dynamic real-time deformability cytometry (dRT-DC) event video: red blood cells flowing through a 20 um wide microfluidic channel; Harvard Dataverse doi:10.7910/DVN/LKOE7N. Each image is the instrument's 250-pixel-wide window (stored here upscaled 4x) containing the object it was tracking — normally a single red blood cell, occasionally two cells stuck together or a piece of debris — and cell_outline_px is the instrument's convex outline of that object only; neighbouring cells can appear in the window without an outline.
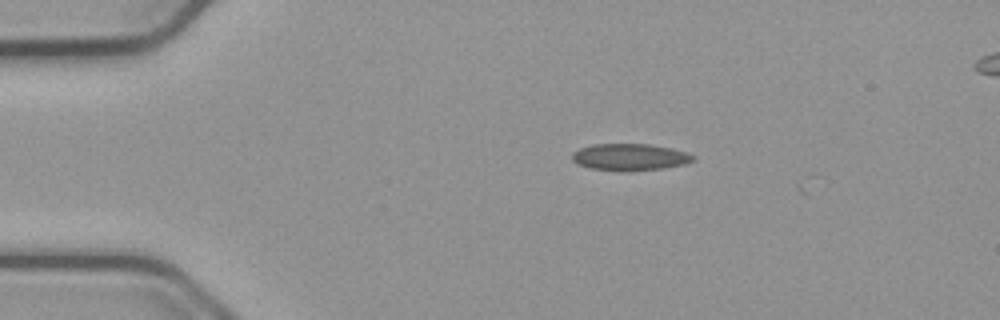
{"species": "common noctule bat (a hibernating species)", "species_latin": "Nyctalus noctula", "temperature_condition": "cold", "stored_images_in_passage": 4, "camera_frame_rate_fps": 3000, "um_per_image_px": 0.085, "animal": {"sex": "male", "body_mass_g": 23.1, "forearm_length_mm": 52.7}, "frame": {"image": 1, "passage_image": 1, "time_ms": 0.0, "image_size_px": [1000, 320], "cell_outline_px": [[696, 160], [684, 164], [664, 168], [588, 168], [572, 160], [572, 152], [580, 148], [596, 144], [648, 144], [672, 148], [688, 152], [696, 156]], "centroid_in_image_um": [53.6, 13.29], "position_along_channel_um": 31.4, "area_um2": 18.03}}